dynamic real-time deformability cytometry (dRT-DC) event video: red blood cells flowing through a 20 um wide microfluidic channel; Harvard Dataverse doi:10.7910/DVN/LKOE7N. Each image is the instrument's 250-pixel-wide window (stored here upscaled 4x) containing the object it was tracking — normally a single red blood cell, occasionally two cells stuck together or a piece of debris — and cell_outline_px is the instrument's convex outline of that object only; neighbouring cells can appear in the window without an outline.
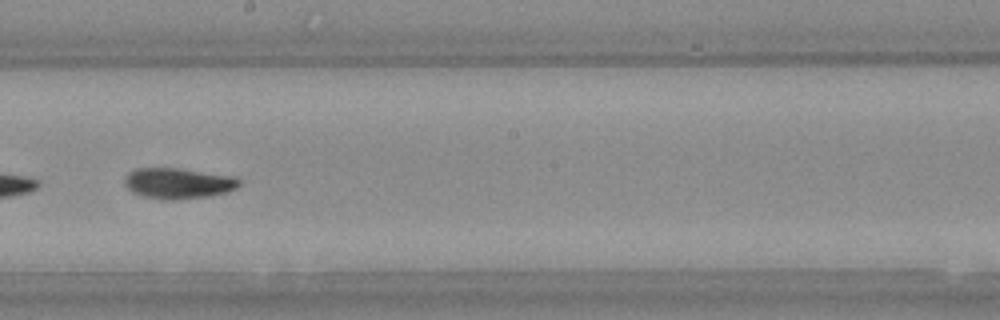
{"species": "Egyptian fruit bat (a non-hibernating species)", "species_latin": "Rousettus aegyptiacus", "temperature_condition": "warm", "stored_images_in_passage": 54, "camera_frame_rate_fps": 3000, "um_per_image_px": 0.085, "animal": {"sex": "female"}, "frame": {"image": 1, "passage_image": 31, "time_ms": 10.0, "image_size_px": [1000, 320], "cell_outline_px": [[240, 184], [236, 188], [228, 192], [212, 196], [176, 200], [160, 200], [144, 196], [132, 192], [124, 184], [124, 176], [128, 172], [136, 168], [176, 168], [236, 176], [240, 180]], "centroid_in_image_um": [15.15, 15.59], "position_along_channel_um": 233.1, "area_um2": 20.87}}
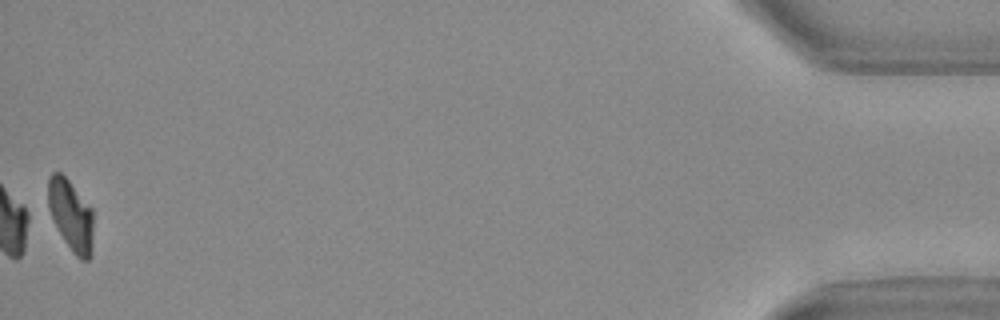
{"frame": {"image": 2, "passage_image": 54, "time_ms": 17.667, "image_size_px": [1000, 320], "cell_outline_px": [[92, 256], [88, 260], [80, 260], [72, 252], [64, 240], [48, 208], [48, 180], [52, 172], [60, 172], [68, 180], [92, 208]], "centroid_in_image_um": [6.04, 18.31], "position_along_channel_um": 429.2, "area_um2": 18.55}, "authors_computed_cell_mechanics": {"area_um2": 20.2589, "velocity_mm_per_s": 3.7349, "shape_relaxation_time_tau1_ms": 6.9778, "shape_relaxation_time_tau2_ms": 6.0058, "deformation_change_tau1": 0.1981, "deformation_change_tau2": 0.1245}}